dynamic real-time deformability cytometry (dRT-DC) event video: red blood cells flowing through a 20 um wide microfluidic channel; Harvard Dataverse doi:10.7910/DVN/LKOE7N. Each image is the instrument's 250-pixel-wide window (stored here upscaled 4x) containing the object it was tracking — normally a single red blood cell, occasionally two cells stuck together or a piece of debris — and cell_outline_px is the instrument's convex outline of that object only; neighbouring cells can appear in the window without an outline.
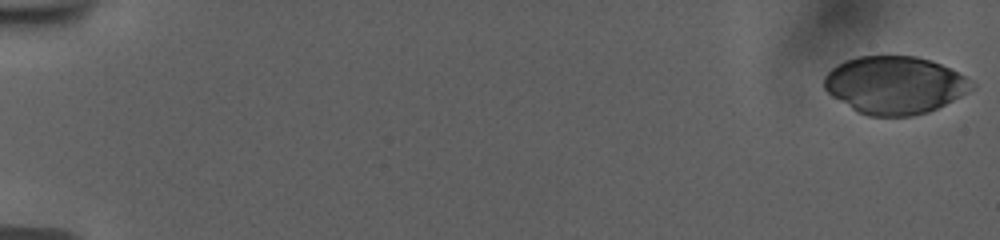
{"species": "human", "species_latin": "Homo sapiens", "temperature_condition": "room temperature", "stored_images_in_passage": 55, "camera_frame_rate_fps": 3000, "um_per_image_px": 0.085, "donor": {"sex": "female"}, "frame": {"image": 1, "passage_image": 1, "time_ms": 0.0, "image_size_px": [1000, 240], "cell_outline_px": [[976, 88], [928, 112], [912, 116], [868, 116], [856, 112], [832, 96], [824, 88], [824, 76], [836, 64], [844, 60], [856, 56], [916, 56], [932, 60], [964, 76], [976, 84]], "centroid_in_image_um": [76.03, 7.23], "position_along_channel_um": 9.0, "area_um2": 49.65}}
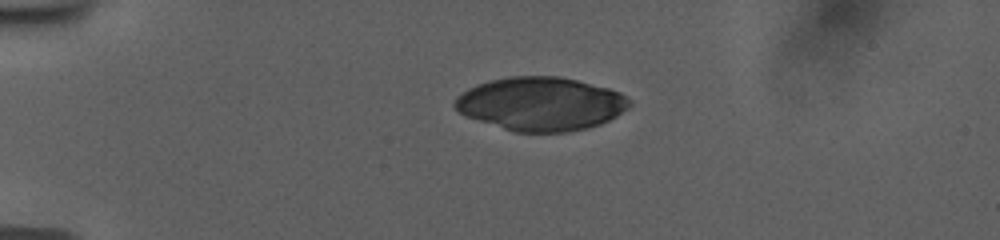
{"frame": {"image": 2, "passage_image": 14, "time_ms": 4.333, "image_size_px": [1000, 240], "cell_outline_px": [[632, 104], [628, 108], [616, 116], [600, 124], [588, 128], [564, 132], [516, 132], [464, 116], [452, 104], [468, 88], [476, 84], [488, 80], [508, 76], [560, 76], [608, 88], [620, 92]], "centroid_in_image_um": [45.96, 8.82], "position_along_channel_um": 39.0, "area_um2": 54.27}}
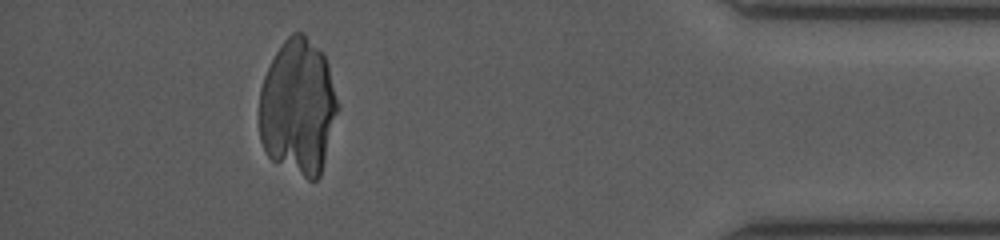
{"frame": {"image": 3, "passage_image": 51, "time_ms": 16.667, "image_size_px": [1000, 240], "cell_outline_px": [[340, 108], [320, 176], [312, 184], [276, 164], [264, 152], [260, 140], [260, 88], [264, 76], [276, 52], [284, 40], [292, 32], [304, 32], [324, 52], [328, 64]], "centroid_in_image_um": [25.35, 9.14], "position_along_channel_um": 409.8, "area_um2": 63.46}}